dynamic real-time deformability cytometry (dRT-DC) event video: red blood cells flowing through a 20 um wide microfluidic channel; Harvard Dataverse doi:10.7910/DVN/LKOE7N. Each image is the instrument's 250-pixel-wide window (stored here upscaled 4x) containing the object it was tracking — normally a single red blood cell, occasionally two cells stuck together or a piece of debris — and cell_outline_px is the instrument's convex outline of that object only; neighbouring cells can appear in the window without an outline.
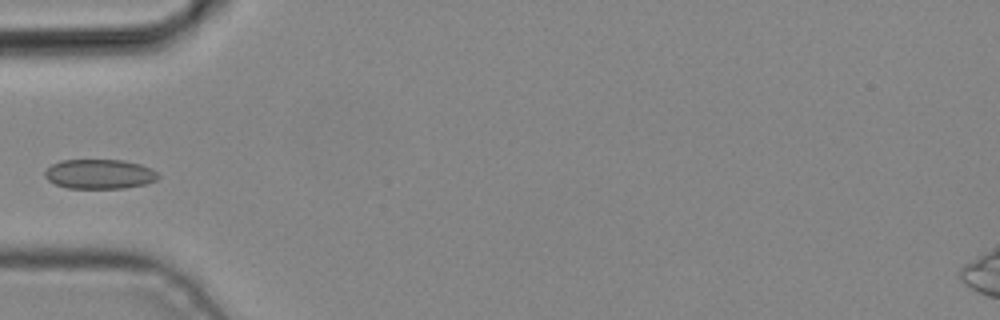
{"species": "common noctule bat (a hibernating species)", "species_latin": "Nyctalus noctula", "temperature_condition": "cold", "stored_images_in_passage": 4, "camera_frame_rate_fps": 3000, "um_per_image_px": 0.085, "animal": {"sex": "male", "body_mass_g": 19.2, "forearm_length_mm": 51.8}, "frame": {"image": 1, "passage_image": 4, "time_ms": 1.0, "image_size_px": [1000, 320], "cell_outline_px": [[160, 176], [156, 180], [144, 184], [124, 188], [68, 188], [56, 184], [48, 180], [44, 176], [44, 172], [52, 164], [60, 160], [124, 160], [140, 164], [152, 168]], "centroid_in_image_um": [8.46, 14.79], "position_along_channel_um": 76.5, "area_um2": 19.54}}